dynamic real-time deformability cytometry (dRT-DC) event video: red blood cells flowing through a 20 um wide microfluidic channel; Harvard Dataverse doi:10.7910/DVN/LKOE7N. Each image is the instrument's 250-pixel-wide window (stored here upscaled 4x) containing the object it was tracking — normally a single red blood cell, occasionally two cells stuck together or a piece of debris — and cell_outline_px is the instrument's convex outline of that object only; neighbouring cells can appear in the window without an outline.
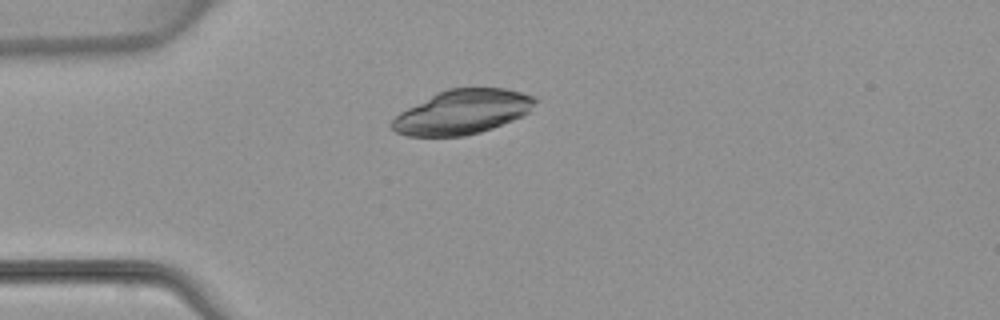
{"species": "common noctule bat (a hibernating species)", "species_latin": "Nyctalus noctula", "temperature_condition": "warm", "stored_images_in_passage": 5, "camera_frame_rate_fps": 3000, "um_per_image_px": 0.085, "animal": {"sex": "female", "body_mass_g": 22.7, "forearm_length_mm": 54.2}, "frame": {"image": 1, "passage_image": 4, "time_ms": 3.667, "image_size_px": [1000, 320], "cell_outline_px": [[540, 100], [532, 112], [524, 116], [492, 128], [480, 132], [464, 136], [408, 136], [396, 132], [388, 124], [400, 112], [436, 92], [448, 88], [504, 88], [536, 96]], "centroid_in_image_um": [39.36, 9.51], "position_along_channel_um": 45.6, "area_um2": 37.45}}